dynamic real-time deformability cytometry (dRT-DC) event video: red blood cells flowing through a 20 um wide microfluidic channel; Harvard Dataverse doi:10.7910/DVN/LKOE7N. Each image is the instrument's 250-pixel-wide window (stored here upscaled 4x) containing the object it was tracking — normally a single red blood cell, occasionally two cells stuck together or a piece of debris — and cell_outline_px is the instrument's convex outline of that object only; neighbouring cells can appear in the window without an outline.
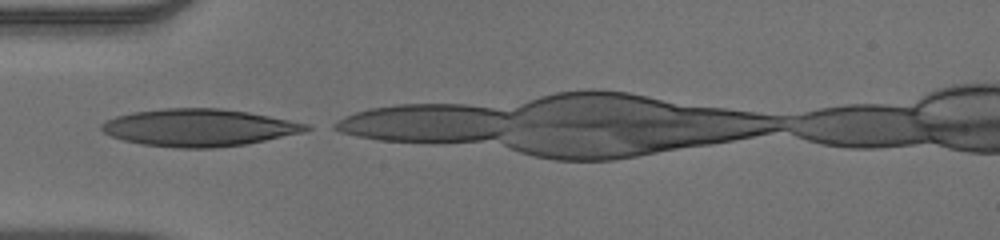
{"species": "human", "species_latin": "Homo sapiens", "temperature_condition": "warm", "stored_images_in_passage": 4, "camera_frame_rate_fps": 3000, "um_per_image_px": 0.085, "donor": {"sex": "male"}, "frame": {"image": 1, "passage_image": 1, "time_ms": 0.0, "image_size_px": [1000, 240], "cell_outline_px": [[312, 128], [304, 132], [244, 144], [212, 148], [176, 148], [140, 144], [124, 140], [112, 136], [104, 132], [100, 128], [100, 124], [104, 120], [116, 116], [132, 112], [164, 108], [220, 108], [248, 112], [308, 124]], "centroid_in_image_um": [16.85, 10.84], "position_along_channel_um": 68.1, "area_um2": 44.33}}